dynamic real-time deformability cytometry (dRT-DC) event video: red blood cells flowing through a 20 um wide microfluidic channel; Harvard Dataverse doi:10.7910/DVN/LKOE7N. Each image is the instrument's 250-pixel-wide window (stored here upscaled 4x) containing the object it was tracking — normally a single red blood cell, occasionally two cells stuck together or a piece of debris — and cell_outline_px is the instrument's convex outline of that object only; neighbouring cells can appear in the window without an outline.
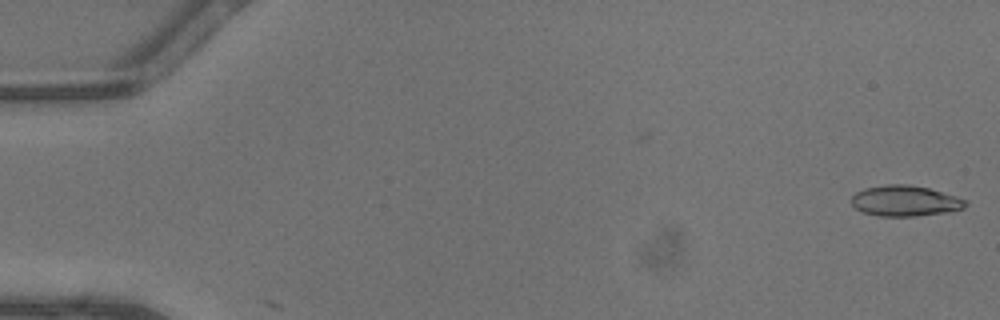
{"species": "common noctule bat (a hibernating species)", "species_latin": "Nyctalus noctula", "temperature_condition": "warm", "stored_images_in_passage": 46, "camera_frame_rate_fps": 3000, "um_per_image_px": 0.085, "animal": {"sex": "male", "body_mass_g": 13.3}, "frame": {"image": 1, "passage_image": 1, "time_ms": 0.0, "image_size_px": [1000, 320], "cell_outline_px": [[968, 204], [964, 208], [948, 212], [916, 216], [880, 216], [860, 212], [852, 204], [852, 196], [856, 192], [864, 188], [888, 184], [908, 184], [928, 188], [956, 196], [968, 200]], "centroid_in_image_um": [76.94, 17.08], "position_along_channel_um": 8.1, "area_um2": 20.52}}
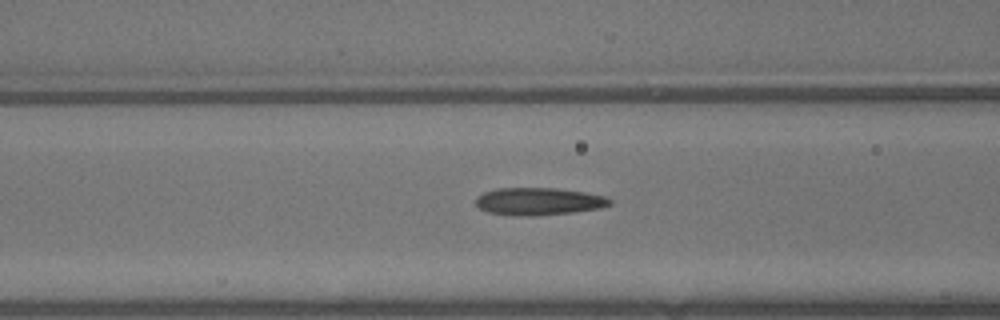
{"frame": {"image": 2, "passage_image": 19, "time_ms": 6.0, "image_size_px": [1000, 320], "cell_outline_px": [[612, 204], [600, 208], [572, 212], [536, 216], [512, 216], [488, 212], [480, 208], [476, 204], [476, 196], [484, 192], [496, 188], [556, 188], [584, 192], [604, 196], [612, 200]], "centroid_in_image_um": [45.77, 17.12], "position_along_channel_um": 120.8, "area_um2": 21.56}}
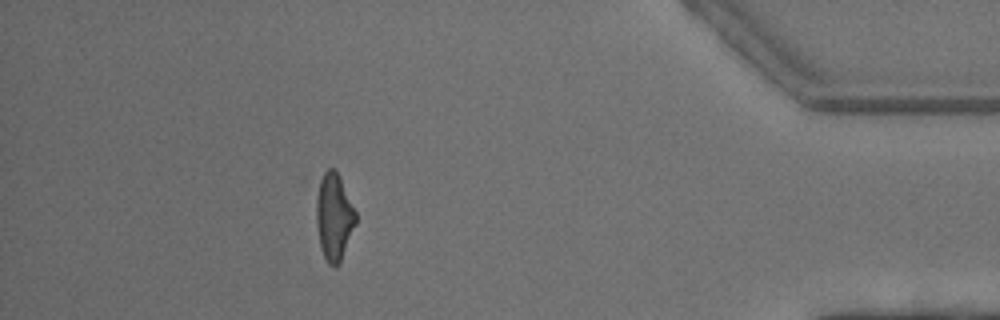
{"frame": {"image": 3, "passage_image": 41, "time_ms": 13.333, "image_size_px": [1000, 320], "cell_outline_px": [[356, 224], [340, 260], [336, 268], [332, 268], [328, 264], [324, 256], [320, 244], [316, 220], [316, 200], [320, 180], [324, 172], [328, 168], [336, 168], [340, 176], [356, 212]], "centroid_in_image_um": [28.39, 18.4], "position_along_channel_um": 406.8, "area_um2": 19.88}, "authors_computed_cell_mechanics": {"area_um2": 20.8947, "velocity_mm_per_s": 4.5674, "shape_relaxation_time_tau1_ms": 5.7152, "shape_relaxation_time_tau2_ms": 1.9565, "deformation_change_tau1": 0.2056, "deformation_change_tau2": 0.1191}}